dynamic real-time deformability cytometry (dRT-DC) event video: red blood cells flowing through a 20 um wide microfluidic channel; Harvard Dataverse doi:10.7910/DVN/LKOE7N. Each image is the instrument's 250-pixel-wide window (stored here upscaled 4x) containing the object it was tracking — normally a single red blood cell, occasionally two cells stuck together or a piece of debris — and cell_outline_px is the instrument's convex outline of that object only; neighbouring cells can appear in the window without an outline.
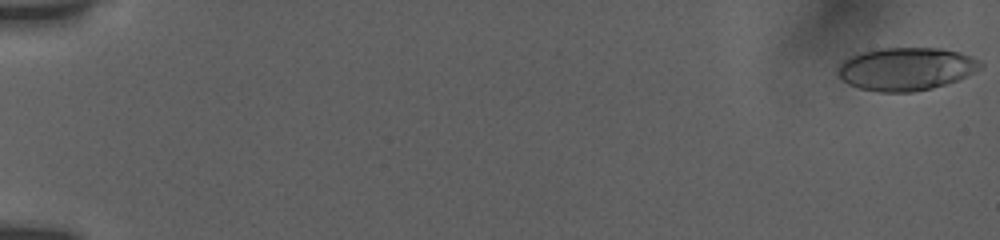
{"species": "human", "species_latin": "Homo sapiens", "temperature_condition": "room temperature", "stored_images_in_passage": 19, "camera_frame_rate_fps": 3000, "um_per_image_px": 0.085, "donor": {"sex": "female"}, "frame": {"image": 1, "passage_image": 1, "time_ms": 0.0, "image_size_px": [1000, 240], "cell_outline_px": [[984, 64], [980, 68], [956, 80], [932, 88], [912, 92], [880, 92], [860, 88], [848, 84], [840, 76], [840, 64], [844, 60], [852, 56], [864, 52], [880, 48], [940, 48], [960, 52], [972, 56], [980, 60]], "centroid_in_image_um": [77.05, 5.85], "position_along_channel_um": 7.9, "area_um2": 35.2}}
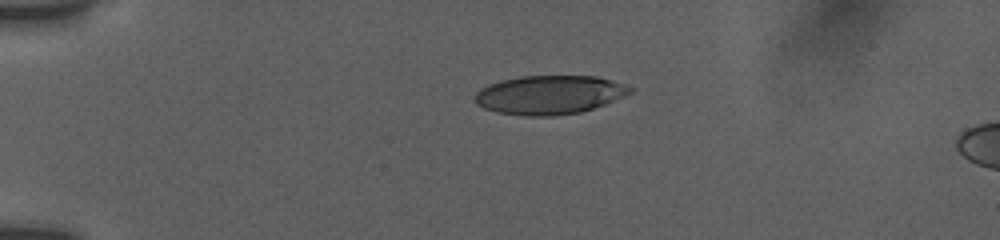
{"frame": {"image": 2, "passage_image": 14, "time_ms": 4.333, "image_size_px": [1000, 240], "cell_outline_px": [[636, 88], [632, 92], [624, 96], [604, 104], [580, 112], [552, 116], [524, 116], [496, 112], [484, 108], [476, 104], [476, 92], [480, 88], [488, 84], [500, 80], [520, 76], [596, 76], [612, 80]], "centroid_in_image_um": [46.69, 8.05], "position_along_channel_um": 38.3, "area_um2": 35.2}}